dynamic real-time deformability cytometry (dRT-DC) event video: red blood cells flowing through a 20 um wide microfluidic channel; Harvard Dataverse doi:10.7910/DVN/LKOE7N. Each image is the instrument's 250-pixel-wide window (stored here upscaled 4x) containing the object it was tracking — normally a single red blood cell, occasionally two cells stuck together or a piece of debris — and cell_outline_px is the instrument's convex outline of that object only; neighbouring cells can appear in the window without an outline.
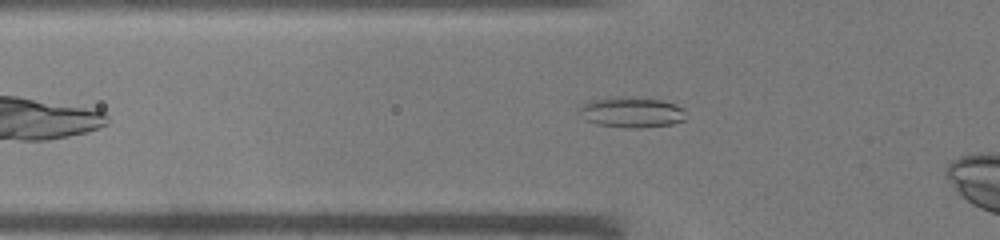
{"species": "common noctule bat (a hibernating species)", "species_latin": "Nyctalus noctula", "temperature_condition": "warm", "stored_images_in_passage": 36, "camera_frame_rate_fps": 3000, "um_per_image_px": 0.085, "animal": {"sex": "male", "body_mass_g": 19.0, "forearm_length_mm": 50.8}, "frame": {"image": 1, "passage_image": 11, "time_ms": 3.333, "image_size_px": [1000, 240], "cell_outline_px": [[684, 120], [672, 124], [640, 128], [624, 128], [596, 124], [584, 120], [576, 112], [584, 104], [592, 100], [660, 100], [676, 104], [684, 108]], "centroid_in_image_um": [53.68, 9.62], "position_along_channel_um": 72.1, "area_um2": 18.09}}
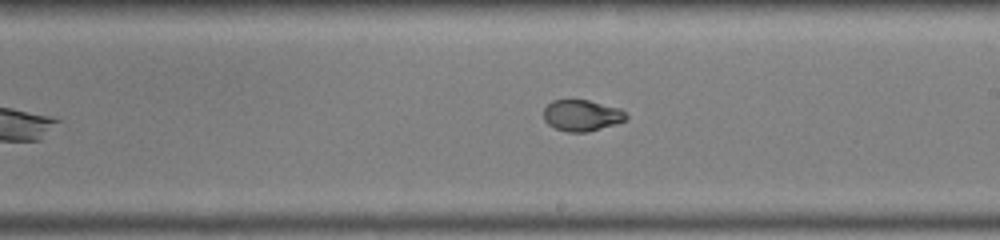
{"frame": {"image": 2, "passage_image": 22, "time_ms": 7.0, "image_size_px": [1000, 240], "cell_outline_px": [[628, 116], [624, 120], [616, 124], [588, 132], [568, 132], [556, 128], [548, 124], [544, 120], [544, 108], [552, 100], [588, 100], [620, 108]], "centroid_in_image_um": [49.45, 9.81], "position_along_channel_um": 239.6, "area_um2": 14.97}}
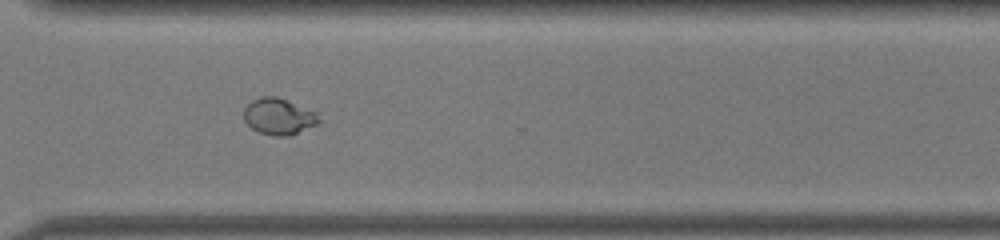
{"frame": {"image": 3, "passage_image": 29, "time_ms": 9.333, "image_size_px": [1000, 240], "cell_outline_px": [[320, 120], [316, 124], [288, 136], [272, 136], [260, 132], [252, 128], [244, 120], [244, 108], [252, 100], [264, 96], [276, 96], [316, 112]], "centroid_in_image_um": [23.66, 9.9], "position_along_channel_um": 346.9, "area_um2": 15.61}}